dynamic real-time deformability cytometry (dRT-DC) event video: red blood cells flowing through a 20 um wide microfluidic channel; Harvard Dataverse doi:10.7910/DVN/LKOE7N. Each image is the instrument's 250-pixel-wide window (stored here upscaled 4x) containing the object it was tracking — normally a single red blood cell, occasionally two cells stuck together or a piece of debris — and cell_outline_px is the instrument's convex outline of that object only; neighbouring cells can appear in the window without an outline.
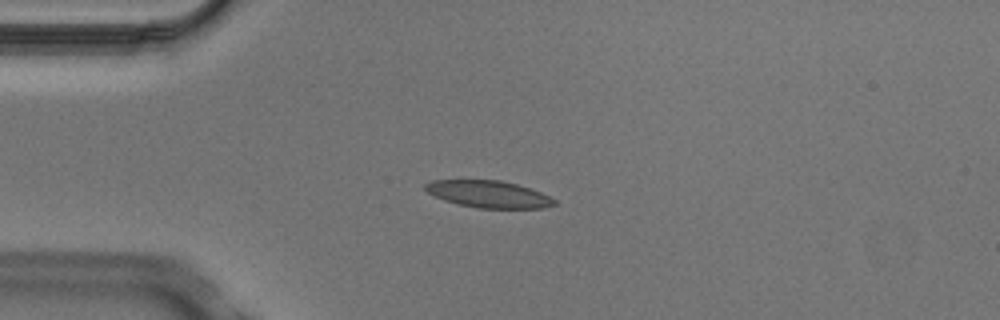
{"species": "Egyptian fruit bat (a non-hibernating species)", "species_latin": "Rousettus aegyptiacus", "temperature_condition": "cold", "stored_images_in_passage": 7, "camera_frame_rate_fps": 3000, "um_per_image_px": 0.085, "animal": {"sex": "male"}, "frame": {"image": 1, "passage_image": 3, "time_ms": 0.667, "image_size_px": [1000, 320], "cell_outline_px": [[556, 204], [544, 208], [476, 208], [444, 200], [428, 192], [424, 188], [424, 184], [432, 180], [500, 180], [516, 184], [540, 192], [556, 200]], "centroid_in_image_um": [41.52, 16.5], "position_along_channel_um": 43.5, "area_um2": 20.11}}
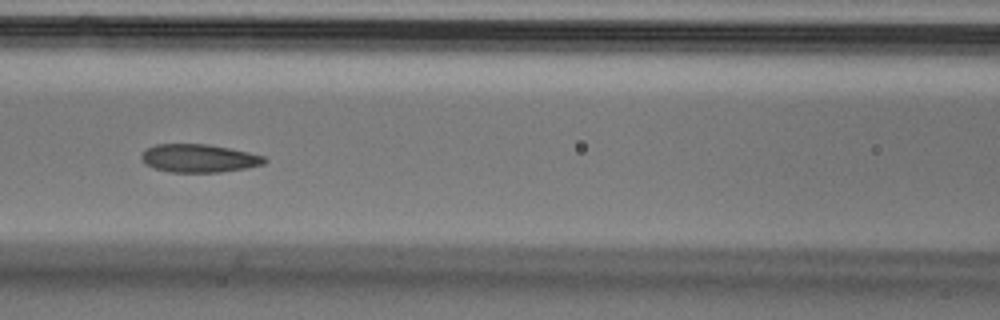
{"frame": {"image": 2, "passage_image": 6, "time_ms": 1.667, "image_size_px": [1000, 320], "cell_outline_px": [[268, 160], [264, 164], [248, 168], [220, 172], [168, 172], [152, 168], [144, 164], [140, 156], [148, 148], [156, 144], [208, 144], [248, 152], [264, 156]], "centroid_in_image_um": [16.91, 13.46], "position_along_channel_um": 149.7, "area_um2": 20.29}}
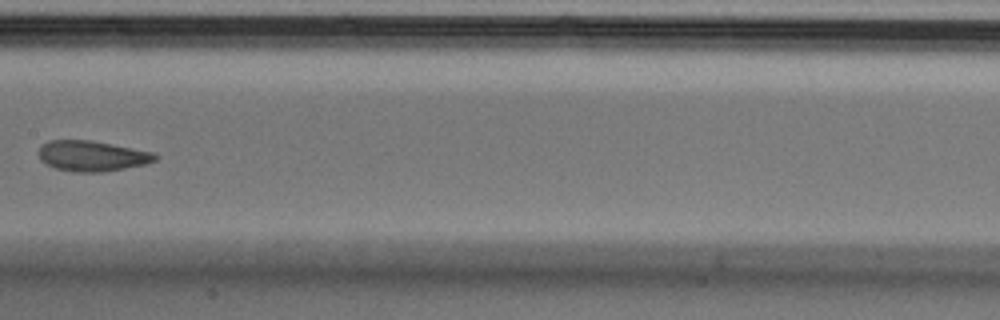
{"frame": {"image": 3, "passage_image": 7, "time_ms": 2.0, "image_size_px": [1000, 320], "cell_outline_px": [[160, 156], [156, 160], [144, 164], [124, 168], [100, 172], [72, 172], [56, 168], [40, 160], [40, 148], [48, 140], [88, 140], [112, 144], [156, 152]], "centroid_in_image_um": [7.87, 13.25], "position_along_channel_um": 199.5, "area_um2": 20.58}}